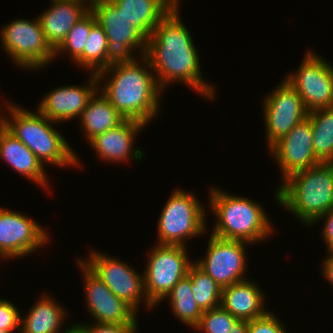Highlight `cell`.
<instances>
[{
    "label": "cell",
    "mask_w": 333,
    "mask_h": 333,
    "mask_svg": "<svg viewBox=\"0 0 333 333\" xmlns=\"http://www.w3.org/2000/svg\"><path fill=\"white\" fill-rule=\"evenodd\" d=\"M179 7L177 4L152 31L144 56L162 90L169 87V83L181 82L211 101L216 88L201 76L198 49L181 19Z\"/></svg>",
    "instance_id": "6da1fadb"
},
{
    "label": "cell",
    "mask_w": 333,
    "mask_h": 333,
    "mask_svg": "<svg viewBox=\"0 0 333 333\" xmlns=\"http://www.w3.org/2000/svg\"><path fill=\"white\" fill-rule=\"evenodd\" d=\"M139 57L129 63L107 67L96 75L98 90L124 119L148 125L160 112L159 102L164 91L158 86L148 59Z\"/></svg>",
    "instance_id": "7a4b0ae2"
},
{
    "label": "cell",
    "mask_w": 333,
    "mask_h": 333,
    "mask_svg": "<svg viewBox=\"0 0 333 333\" xmlns=\"http://www.w3.org/2000/svg\"><path fill=\"white\" fill-rule=\"evenodd\" d=\"M5 104L7 106L4 109H7L4 111H7L8 117L0 106L1 124L24 143L43 166L47 163L67 168L81 166L77 153L61 133L51 126L56 122L49 120L38 110H26L10 101Z\"/></svg>",
    "instance_id": "3957f363"
},
{
    "label": "cell",
    "mask_w": 333,
    "mask_h": 333,
    "mask_svg": "<svg viewBox=\"0 0 333 333\" xmlns=\"http://www.w3.org/2000/svg\"><path fill=\"white\" fill-rule=\"evenodd\" d=\"M275 200L308 227L333 208V163H320L290 175Z\"/></svg>",
    "instance_id": "277c9868"
},
{
    "label": "cell",
    "mask_w": 333,
    "mask_h": 333,
    "mask_svg": "<svg viewBox=\"0 0 333 333\" xmlns=\"http://www.w3.org/2000/svg\"><path fill=\"white\" fill-rule=\"evenodd\" d=\"M209 191L208 206L216 219L212 235L257 244L273 234L275 228L260 203L215 187Z\"/></svg>",
    "instance_id": "5b68a950"
},
{
    "label": "cell",
    "mask_w": 333,
    "mask_h": 333,
    "mask_svg": "<svg viewBox=\"0 0 333 333\" xmlns=\"http://www.w3.org/2000/svg\"><path fill=\"white\" fill-rule=\"evenodd\" d=\"M205 212L196 194L174 189L159 215L157 244L187 247V239L206 233Z\"/></svg>",
    "instance_id": "8992f818"
},
{
    "label": "cell",
    "mask_w": 333,
    "mask_h": 333,
    "mask_svg": "<svg viewBox=\"0 0 333 333\" xmlns=\"http://www.w3.org/2000/svg\"><path fill=\"white\" fill-rule=\"evenodd\" d=\"M0 39L5 53L20 68L36 71L55 60L54 50L45 39L38 17L11 21L0 30Z\"/></svg>",
    "instance_id": "52a82bcc"
},
{
    "label": "cell",
    "mask_w": 333,
    "mask_h": 333,
    "mask_svg": "<svg viewBox=\"0 0 333 333\" xmlns=\"http://www.w3.org/2000/svg\"><path fill=\"white\" fill-rule=\"evenodd\" d=\"M90 9L107 37V67L134 61V50L145 55L147 40L109 0H96Z\"/></svg>",
    "instance_id": "ba28073f"
},
{
    "label": "cell",
    "mask_w": 333,
    "mask_h": 333,
    "mask_svg": "<svg viewBox=\"0 0 333 333\" xmlns=\"http://www.w3.org/2000/svg\"><path fill=\"white\" fill-rule=\"evenodd\" d=\"M91 252V253H90ZM89 257L82 261L106 284L120 299L124 300L136 312L142 302L150 311L155 306L149 301L143 273H139L125 261L109 256L105 252L90 250ZM133 267V268H132ZM143 299V300H142Z\"/></svg>",
    "instance_id": "9c48e42d"
},
{
    "label": "cell",
    "mask_w": 333,
    "mask_h": 333,
    "mask_svg": "<svg viewBox=\"0 0 333 333\" xmlns=\"http://www.w3.org/2000/svg\"><path fill=\"white\" fill-rule=\"evenodd\" d=\"M150 249L143 271L149 301L158 306L171 289L188 275L191 261L185 246L158 245Z\"/></svg>",
    "instance_id": "30bf717a"
},
{
    "label": "cell",
    "mask_w": 333,
    "mask_h": 333,
    "mask_svg": "<svg viewBox=\"0 0 333 333\" xmlns=\"http://www.w3.org/2000/svg\"><path fill=\"white\" fill-rule=\"evenodd\" d=\"M284 80L297 91L308 112L333 107V65L310 49L297 71Z\"/></svg>",
    "instance_id": "8fae6325"
},
{
    "label": "cell",
    "mask_w": 333,
    "mask_h": 333,
    "mask_svg": "<svg viewBox=\"0 0 333 333\" xmlns=\"http://www.w3.org/2000/svg\"><path fill=\"white\" fill-rule=\"evenodd\" d=\"M208 239L205 256L194 261L200 269L210 275L222 289L249 279L245 276L247 272L245 248L250 243L222 239L212 234Z\"/></svg>",
    "instance_id": "7c38bea8"
},
{
    "label": "cell",
    "mask_w": 333,
    "mask_h": 333,
    "mask_svg": "<svg viewBox=\"0 0 333 333\" xmlns=\"http://www.w3.org/2000/svg\"><path fill=\"white\" fill-rule=\"evenodd\" d=\"M38 222L21 212L0 207V257L16 259L34 253L51 239Z\"/></svg>",
    "instance_id": "4fadbf2b"
},
{
    "label": "cell",
    "mask_w": 333,
    "mask_h": 333,
    "mask_svg": "<svg viewBox=\"0 0 333 333\" xmlns=\"http://www.w3.org/2000/svg\"><path fill=\"white\" fill-rule=\"evenodd\" d=\"M281 81L265 96L262 104L268 148L308 115L297 91L286 80Z\"/></svg>",
    "instance_id": "5bb4252c"
},
{
    "label": "cell",
    "mask_w": 333,
    "mask_h": 333,
    "mask_svg": "<svg viewBox=\"0 0 333 333\" xmlns=\"http://www.w3.org/2000/svg\"><path fill=\"white\" fill-rule=\"evenodd\" d=\"M77 258L81 269L87 309L95 323L137 324V312L124 300L117 297L106 284L82 261ZM83 273V274H82Z\"/></svg>",
    "instance_id": "9a60e30c"
},
{
    "label": "cell",
    "mask_w": 333,
    "mask_h": 333,
    "mask_svg": "<svg viewBox=\"0 0 333 333\" xmlns=\"http://www.w3.org/2000/svg\"><path fill=\"white\" fill-rule=\"evenodd\" d=\"M282 173V182L290 175L322 163L314 153L310 116L307 115L270 148Z\"/></svg>",
    "instance_id": "2e32d148"
},
{
    "label": "cell",
    "mask_w": 333,
    "mask_h": 333,
    "mask_svg": "<svg viewBox=\"0 0 333 333\" xmlns=\"http://www.w3.org/2000/svg\"><path fill=\"white\" fill-rule=\"evenodd\" d=\"M89 76L86 85H65L46 93L36 107L37 110L56 124L76 117L78 120L89 99L98 90L97 75L90 73Z\"/></svg>",
    "instance_id": "e0dca14e"
},
{
    "label": "cell",
    "mask_w": 333,
    "mask_h": 333,
    "mask_svg": "<svg viewBox=\"0 0 333 333\" xmlns=\"http://www.w3.org/2000/svg\"><path fill=\"white\" fill-rule=\"evenodd\" d=\"M147 125L142 122L125 119L118 126L102 134L96 135L88 143L96 152L99 159L108 163H125L131 159H143L144 152L139 147H133L138 133ZM143 128V129H142ZM143 153V155H142ZM131 158V159H129Z\"/></svg>",
    "instance_id": "ac0fdd59"
},
{
    "label": "cell",
    "mask_w": 333,
    "mask_h": 333,
    "mask_svg": "<svg viewBox=\"0 0 333 333\" xmlns=\"http://www.w3.org/2000/svg\"><path fill=\"white\" fill-rule=\"evenodd\" d=\"M50 1L51 6L37 17L47 43L55 51L90 7L78 0Z\"/></svg>",
    "instance_id": "d6986e66"
},
{
    "label": "cell",
    "mask_w": 333,
    "mask_h": 333,
    "mask_svg": "<svg viewBox=\"0 0 333 333\" xmlns=\"http://www.w3.org/2000/svg\"><path fill=\"white\" fill-rule=\"evenodd\" d=\"M0 158L7 162L18 174L36 183L38 186L49 187L45 166L35 154L18 138L10 133L0 121ZM47 176V177H46Z\"/></svg>",
    "instance_id": "ffe728a7"
},
{
    "label": "cell",
    "mask_w": 333,
    "mask_h": 333,
    "mask_svg": "<svg viewBox=\"0 0 333 333\" xmlns=\"http://www.w3.org/2000/svg\"><path fill=\"white\" fill-rule=\"evenodd\" d=\"M254 280L229 285L222 289L221 306L239 320L251 321L263 316L268 310L265 307V296Z\"/></svg>",
    "instance_id": "44dd1931"
},
{
    "label": "cell",
    "mask_w": 333,
    "mask_h": 333,
    "mask_svg": "<svg viewBox=\"0 0 333 333\" xmlns=\"http://www.w3.org/2000/svg\"><path fill=\"white\" fill-rule=\"evenodd\" d=\"M146 40L180 0H109Z\"/></svg>",
    "instance_id": "7402d4cb"
},
{
    "label": "cell",
    "mask_w": 333,
    "mask_h": 333,
    "mask_svg": "<svg viewBox=\"0 0 333 333\" xmlns=\"http://www.w3.org/2000/svg\"><path fill=\"white\" fill-rule=\"evenodd\" d=\"M42 295L24 318L21 317L20 333H74V325H68L70 327L66 330L60 329L68 318L66 308L52 298V295Z\"/></svg>",
    "instance_id": "603a6c76"
},
{
    "label": "cell",
    "mask_w": 333,
    "mask_h": 333,
    "mask_svg": "<svg viewBox=\"0 0 333 333\" xmlns=\"http://www.w3.org/2000/svg\"><path fill=\"white\" fill-rule=\"evenodd\" d=\"M79 119L80 128L84 129L87 142L96 135L113 129L125 120L104 94L98 90L89 99Z\"/></svg>",
    "instance_id": "cb8c5ba5"
},
{
    "label": "cell",
    "mask_w": 333,
    "mask_h": 333,
    "mask_svg": "<svg viewBox=\"0 0 333 333\" xmlns=\"http://www.w3.org/2000/svg\"><path fill=\"white\" fill-rule=\"evenodd\" d=\"M166 299H169L170 309L181 323L193 329L199 324L203 311L195 302L188 276L182 278L163 301Z\"/></svg>",
    "instance_id": "d4e9b609"
},
{
    "label": "cell",
    "mask_w": 333,
    "mask_h": 333,
    "mask_svg": "<svg viewBox=\"0 0 333 333\" xmlns=\"http://www.w3.org/2000/svg\"><path fill=\"white\" fill-rule=\"evenodd\" d=\"M312 124L313 148L322 163H333V107L308 112Z\"/></svg>",
    "instance_id": "484cf974"
},
{
    "label": "cell",
    "mask_w": 333,
    "mask_h": 333,
    "mask_svg": "<svg viewBox=\"0 0 333 333\" xmlns=\"http://www.w3.org/2000/svg\"><path fill=\"white\" fill-rule=\"evenodd\" d=\"M107 45L105 31L96 23L91 28L83 53L74 61L76 66L87 71L90 69L94 74L107 68Z\"/></svg>",
    "instance_id": "4316f807"
},
{
    "label": "cell",
    "mask_w": 333,
    "mask_h": 333,
    "mask_svg": "<svg viewBox=\"0 0 333 333\" xmlns=\"http://www.w3.org/2000/svg\"><path fill=\"white\" fill-rule=\"evenodd\" d=\"M187 276L191 279L195 302L202 311L221 306L222 288L210 275L193 263Z\"/></svg>",
    "instance_id": "83f0119b"
},
{
    "label": "cell",
    "mask_w": 333,
    "mask_h": 333,
    "mask_svg": "<svg viewBox=\"0 0 333 333\" xmlns=\"http://www.w3.org/2000/svg\"><path fill=\"white\" fill-rule=\"evenodd\" d=\"M249 321L239 320L222 306L203 311L199 324L194 328L199 333H248Z\"/></svg>",
    "instance_id": "f1b7e54d"
},
{
    "label": "cell",
    "mask_w": 333,
    "mask_h": 333,
    "mask_svg": "<svg viewBox=\"0 0 333 333\" xmlns=\"http://www.w3.org/2000/svg\"><path fill=\"white\" fill-rule=\"evenodd\" d=\"M97 23L96 17L91 9L75 23L68 32L65 40L54 51V57L67 54L74 62L84 51L86 40L89 36L91 28ZM69 54V55H68Z\"/></svg>",
    "instance_id": "f546056e"
},
{
    "label": "cell",
    "mask_w": 333,
    "mask_h": 333,
    "mask_svg": "<svg viewBox=\"0 0 333 333\" xmlns=\"http://www.w3.org/2000/svg\"><path fill=\"white\" fill-rule=\"evenodd\" d=\"M21 313L9 300L0 299V330L20 333Z\"/></svg>",
    "instance_id": "4dcf8cb0"
},
{
    "label": "cell",
    "mask_w": 333,
    "mask_h": 333,
    "mask_svg": "<svg viewBox=\"0 0 333 333\" xmlns=\"http://www.w3.org/2000/svg\"><path fill=\"white\" fill-rule=\"evenodd\" d=\"M271 311L249 321L248 333H289L279 318Z\"/></svg>",
    "instance_id": "1f68e13d"
},
{
    "label": "cell",
    "mask_w": 333,
    "mask_h": 333,
    "mask_svg": "<svg viewBox=\"0 0 333 333\" xmlns=\"http://www.w3.org/2000/svg\"><path fill=\"white\" fill-rule=\"evenodd\" d=\"M91 324L74 323V333H138L139 329L138 324Z\"/></svg>",
    "instance_id": "d6a6232c"
},
{
    "label": "cell",
    "mask_w": 333,
    "mask_h": 333,
    "mask_svg": "<svg viewBox=\"0 0 333 333\" xmlns=\"http://www.w3.org/2000/svg\"><path fill=\"white\" fill-rule=\"evenodd\" d=\"M325 219V220H323ZM323 220V228H321V237L325 241L327 253L333 252V208L323 215L319 216L311 225ZM325 221V222H324Z\"/></svg>",
    "instance_id": "836d02e7"
},
{
    "label": "cell",
    "mask_w": 333,
    "mask_h": 333,
    "mask_svg": "<svg viewBox=\"0 0 333 333\" xmlns=\"http://www.w3.org/2000/svg\"><path fill=\"white\" fill-rule=\"evenodd\" d=\"M322 262V276L324 275L325 280L333 286V252H330Z\"/></svg>",
    "instance_id": "e575fe53"
},
{
    "label": "cell",
    "mask_w": 333,
    "mask_h": 333,
    "mask_svg": "<svg viewBox=\"0 0 333 333\" xmlns=\"http://www.w3.org/2000/svg\"><path fill=\"white\" fill-rule=\"evenodd\" d=\"M78 1H81L85 4H87L89 7H91V5L93 4L94 1L96 0H78Z\"/></svg>",
    "instance_id": "d590c367"
},
{
    "label": "cell",
    "mask_w": 333,
    "mask_h": 333,
    "mask_svg": "<svg viewBox=\"0 0 333 333\" xmlns=\"http://www.w3.org/2000/svg\"><path fill=\"white\" fill-rule=\"evenodd\" d=\"M0 333H9L8 331L0 330Z\"/></svg>",
    "instance_id": "8d00e7d4"
}]
</instances>
